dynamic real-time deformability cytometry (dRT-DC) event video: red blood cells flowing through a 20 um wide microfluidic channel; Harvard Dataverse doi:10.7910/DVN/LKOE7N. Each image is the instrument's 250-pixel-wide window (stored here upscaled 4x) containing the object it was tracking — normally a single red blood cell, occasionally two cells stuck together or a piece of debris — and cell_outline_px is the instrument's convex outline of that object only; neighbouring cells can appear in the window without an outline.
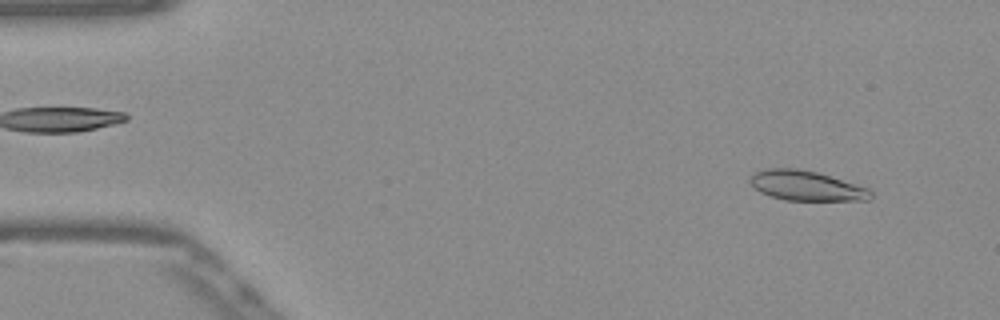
{"species": "Egyptian fruit bat (a non-hibernating species)", "species_latin": "Rousettus aegyptiacus", "temperature_condition": "warm", "stored_images_in_passage": 51, "camera_frame_rate_fps": 3000, "um_per_image_px": 0.085, "frame": {"image": 1, "passage_image": 4, "time_ms": 1.0, "image_size_px": [1000, 320], "cell_outline_px": [[872, 196], [868, 200], [784, 200], [760, 192], [748, 180], [748, 176], [756, 172], [768, 168], [796, 168], [816, 172], [868, 188], [872, 192]], "centroid_in_image_um": [68.5, 15.78], "position_along_channel_um": 16.5, "area_um2": 20.75}}
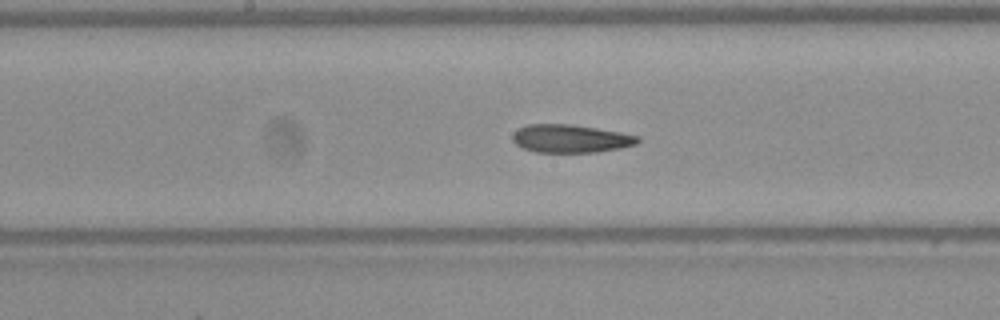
{"frame": {"image": 2, "passage_image": 26, "time_ms": 8.333, "image_size_px": [1000, 320], "cell_outline_px": [[640, 140], [636, 144], [620, 148], [596, 152], [536, 152], [524, 148], [516, 144], [512, 140], [512, 132], [516, 128], [528, 124], [568, 124], [596, 128], [620, 132], [640, 136]], "centroid_in_image_um": [48.47, 11.77], "position_along_channel_um": 199.7, "area_um2": 20.52}}
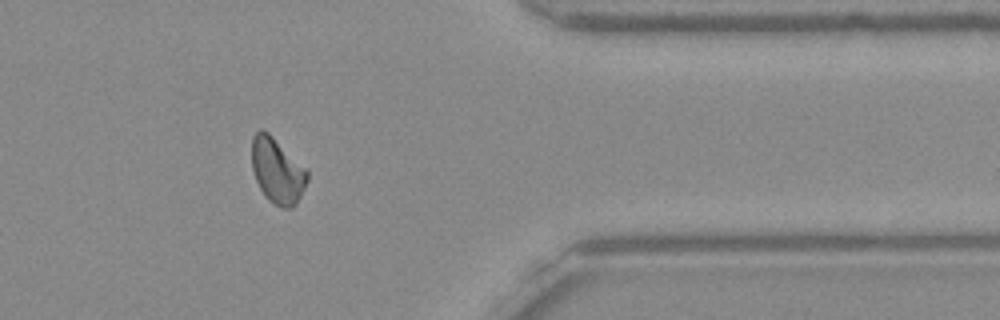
{"frame": {"image": 3, "passage_image": 42, "time_ms": 13.667, "image_size_px": [1000, 320], "cell_outline_px": [[308, 180], [296, 204], [292, 208], [284, 208], [268, 200], [264, 196], [256, 180], [252, 168], [252, 136], [260, 128], [264, 128], [308, 172]], "centroid_in_image_um": [23.54, 14.51], "position_along_channel_um": 387.9, "area_um2": 20.81}, "authors_computed_cell_mechanics": {"area_um2": 20.8658, "velocity_mm_per_s": 3.878, "shape_relaxation_time_tau1_ms": null, "shape_relaxation_time_tau2_ms": 8.4894, "deformation_change_tau1": null, "deformation_change_tau2": 0.1564}}